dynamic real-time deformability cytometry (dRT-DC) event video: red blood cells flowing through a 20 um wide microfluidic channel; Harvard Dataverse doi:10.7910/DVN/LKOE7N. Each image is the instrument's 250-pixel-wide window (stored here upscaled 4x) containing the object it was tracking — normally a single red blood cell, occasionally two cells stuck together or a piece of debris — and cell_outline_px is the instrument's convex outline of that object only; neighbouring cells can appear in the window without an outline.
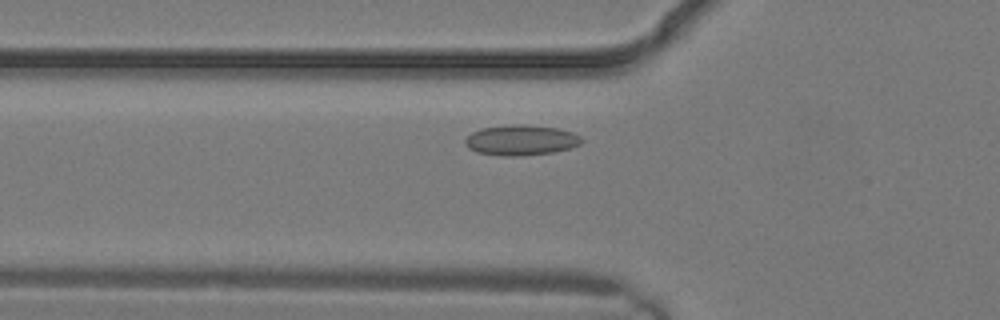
{"species": "common noctule bat (a hibernating species)", "species_latin": "Nyctalus noctula", "temperature_condition": "warm", "stored_images_in_passage": 6, "camera_frame_rate_fps": 3000, "um_per_image_px": 0.085, "animal": {"sex": "male", "body_mass_g": 19.2, "forearm_length_mm": 51.8}, "frame": {"image": 1, "passage_image": 5, "time_ms": 1.333, "image_size_px": [1000, 320], "cell_outline_px": [[584, 140], [580, 144], [572, 148], [552, 152], [520, 156], [500, 156], [476, 152], [468, 148], [464, 144], [464, 140], [472, 132], [480, 128], [512, 124], [524, 124], [556, 128], [572, 132], [580, 136]], "centroid_in_image_um": [44.26, 11.91], "position_along_channel_um": 81.5, "area_um2": 20.81}}